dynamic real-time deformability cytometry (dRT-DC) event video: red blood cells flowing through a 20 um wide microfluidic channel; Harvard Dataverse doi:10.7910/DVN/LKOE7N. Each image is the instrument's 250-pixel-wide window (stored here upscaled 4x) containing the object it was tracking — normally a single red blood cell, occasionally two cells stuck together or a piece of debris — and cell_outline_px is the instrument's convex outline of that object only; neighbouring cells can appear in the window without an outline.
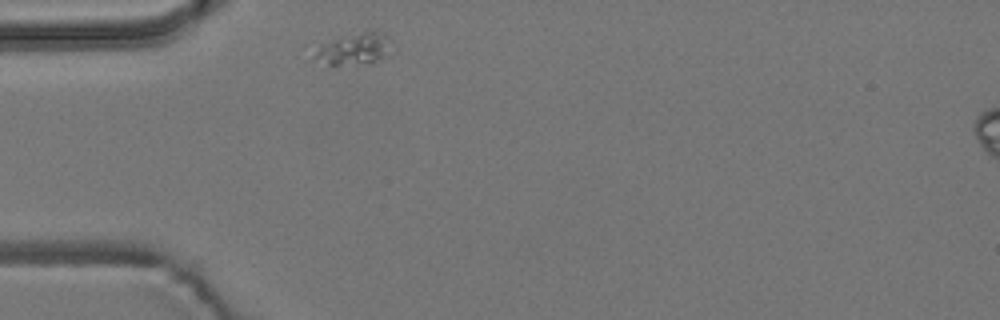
{"species": "common noctule bat (a hibernating species)", "species_latin": "Nyctalus noctula", "temperature_condition": "room temperature", "stored_images_in_passage": 1, "camera_frame_rate_fps": 3000, "um_per_image_px": 0.085, "animal": {"sex": "male", "body_mass_g": 19.2, "forearm_length_mm": 51.8}, "frame": {"image": 1, "passage_image": 1, "time_ms": 0.0, "image_size_px": [1000, 320], "cell_outline_px": [[388, 56], [372, 64], [328, 64], [308, 60], [324, 44], [368, 28], [380, 32], [384, 36]], "centroid_in_image_um": [30.06, 4.19], "position_along_channel_um": 54.9, "area_um2": 13.87}}